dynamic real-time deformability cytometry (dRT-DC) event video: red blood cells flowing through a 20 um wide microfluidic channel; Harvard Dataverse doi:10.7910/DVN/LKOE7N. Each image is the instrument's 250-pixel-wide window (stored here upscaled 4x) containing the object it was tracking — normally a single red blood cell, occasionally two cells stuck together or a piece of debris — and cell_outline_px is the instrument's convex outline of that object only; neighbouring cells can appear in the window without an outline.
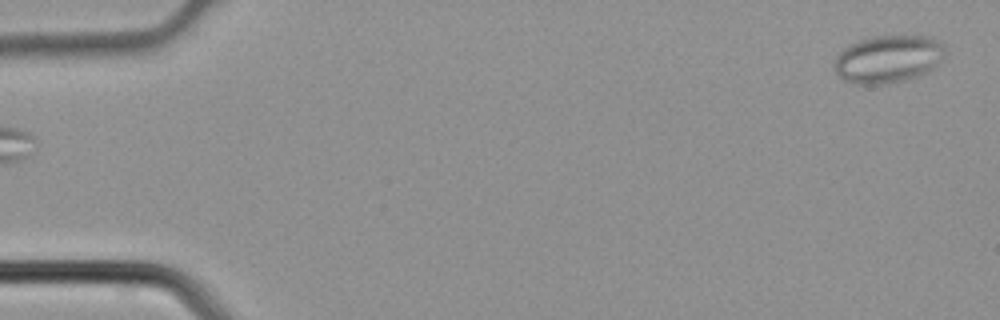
{"species": "common noctule bat (a hibernating species)", "species_latin": "Nyctalus noctula", "temperature_condition": "cold", "stored_images_in_passage": 4, "camera_frame_rate_fps": 3000, "um_per_image_px": 0.085, "animal": {"sex": "male", "body_mass_g": 21.5, "forearm_length_mm": 52.0}, "frame": {"image": 1, "passage_image": 1, "time_ms": 0.0, "image_size_px": [1000, 320], "cell_outline_px": [[944, 56], [928, 72], [904, 80], [880, 84], [856, 84], [844, 80], [836, 72], [832, 64], [836, 56], [844, 48], [860, 40], [872, 36], [928, 36], [940, 40], [944, 44]], "centroid_in_image_um": [75.48, 5.01], "position_along_channel_um": 9.5, "area_um2": 30.63}}